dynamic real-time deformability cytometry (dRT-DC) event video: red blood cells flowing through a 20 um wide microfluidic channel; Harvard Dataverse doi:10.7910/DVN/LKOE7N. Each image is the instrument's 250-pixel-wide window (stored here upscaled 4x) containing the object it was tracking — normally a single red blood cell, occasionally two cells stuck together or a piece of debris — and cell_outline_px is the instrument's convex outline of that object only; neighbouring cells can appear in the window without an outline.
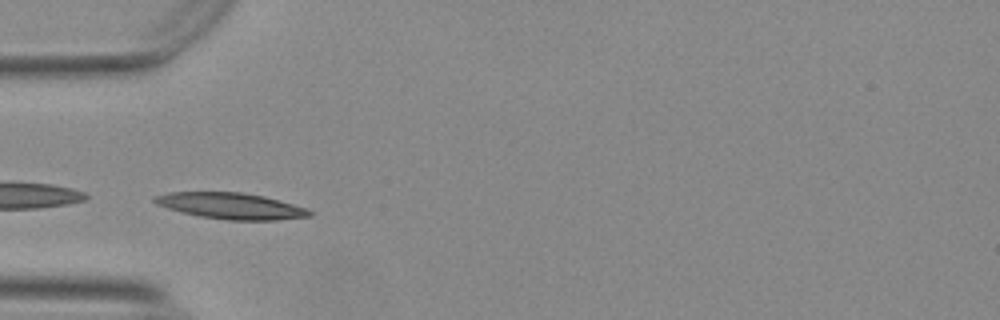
{"species": "Egyptian fruit bat (a non-hibernating species)", "species_latin": "Rousettus aegyptiacus", "temperature_condition": "warm", "stored_images_in_passage": 35, "camera_frame_rate_fps": 3000, "um_per_image_px": 0.085, "animal": {"sex": "female"}, "frame": {"image": 1, "passage_image": 1, "time_ms": 0.0, "image_size_px": [1000, 320], "cell_outline_px": [[312, 216], [276, 220], [228, 220], [200, 216], [168, 208], [156, 204], [152, 200], [152, 196], [168, 192], [240, 192], [264, 196], [308, 208], [312, 212]], "centroid_in_image_um": [19.63, 17.5], "position_along_channel_um": 65.4, "area_um2": 23.58}}
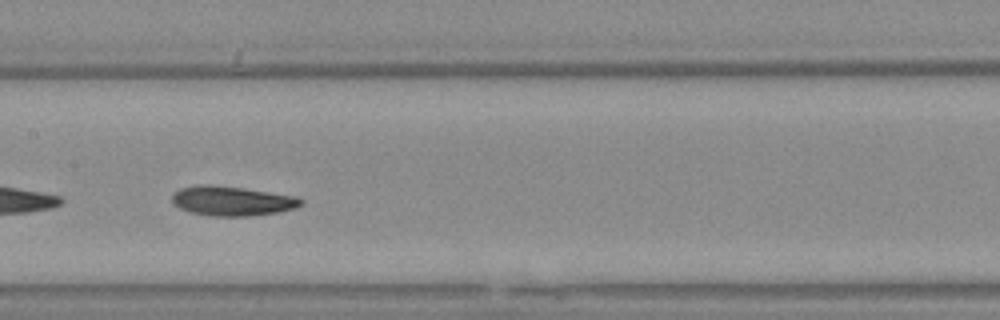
{"frame": {"image": 2, "passage_image": 11, "time_ms": 3.333, "image_size_px": [1000, 320], "cell_outline_px": [[304, 204], [296, 208], [280, 212], [252, 216], [208, 216], [188, 212], [172, 204], [172, 196], [180, 188], [204, 184], [244, 188], [300, 196], [304, 200]], "centroid_in_image_um": [19.79, 17.09], "position_along_channel_um": 187.6, "area_um2": 22.6}, "authors_computed_cell_mechanics": {"area_um2": 21.2704, "velocity_mm_per_s": 3.6941, "shape_relaxation_time_tau1_ms": null, "shape_relaxation_time_tau2_ms": 9.8821, "deformation_change_tau1": null, "deformation_change_tau2": 0.1676}}